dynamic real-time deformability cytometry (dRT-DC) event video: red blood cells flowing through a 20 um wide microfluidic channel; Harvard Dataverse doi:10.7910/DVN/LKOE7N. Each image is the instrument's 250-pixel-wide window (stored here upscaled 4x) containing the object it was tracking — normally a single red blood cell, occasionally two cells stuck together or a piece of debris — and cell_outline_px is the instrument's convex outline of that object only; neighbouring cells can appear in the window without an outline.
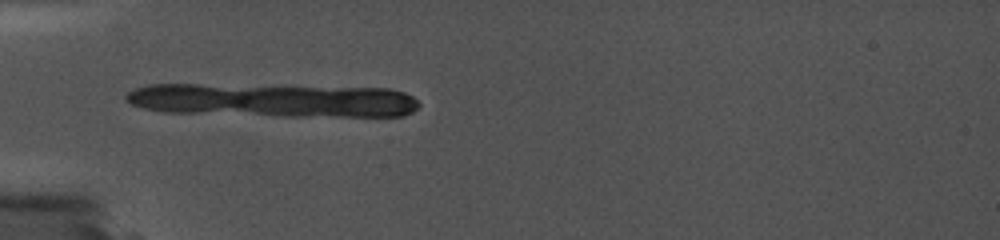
{"species": "common noctule bat (a hibernating species)", "species_latin": "Nyctalus noctula", "temperature_condition": "cold", "stored_images_in_passage": 2, "camera_frame_rate_fps": 5000, "um_per_image_px": 0.085, "animal": {"sex": "female", "body_mass_g": 19.0, "forearm_length_mm": 56.7}, "frame": {"image": 1, "passage_image": 1, "time_ms": 0.0, "image_size_px": [1000, 240], "cell_outline_px": [[688, 136], [636, 140], [548, 136], [536, 132], [532, 128], [552, 124], [664, 128], [688, 132]], "centroid_in_image_um": [51.69, 11.23], "position_along_channel_um": 33.3, "area_um2": 12.25}}